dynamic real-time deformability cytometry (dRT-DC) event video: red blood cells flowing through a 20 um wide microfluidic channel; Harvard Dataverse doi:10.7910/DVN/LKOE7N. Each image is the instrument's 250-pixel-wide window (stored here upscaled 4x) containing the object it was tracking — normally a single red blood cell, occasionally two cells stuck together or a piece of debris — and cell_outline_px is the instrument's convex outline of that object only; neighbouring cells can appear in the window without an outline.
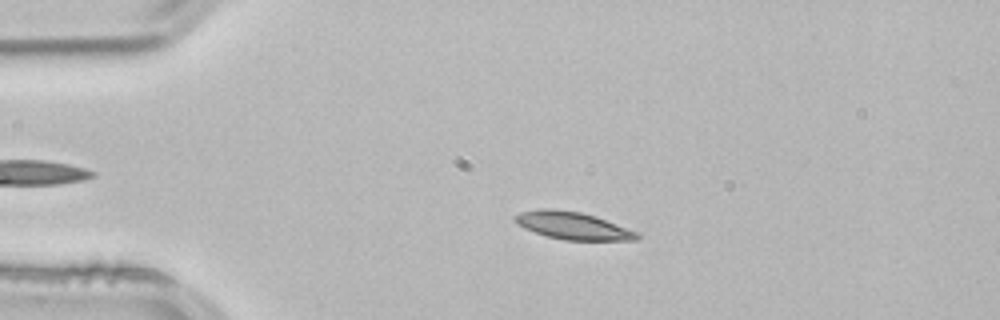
{"species": "common noctule bat (a hibernating species)", "species_latin": "Nyctalus noctula", "temperature_condition": "room temperature", "stored_images_in_passage": 53, "camera_frame_rate_fps": 3000, "um_per_image_px": 0.085, "animal": {"sex": "male", "body_mass_g": 21.5, "forearm_length_mm": 52.0}, "frame": {"image": 1, "passage_image": 11, "time_ms": 3.333, "image_size_px": [1000, 320], "cell_outline_px": [[640, 240], [564, 240], [548, 236], [524, 228], [516, 224], [516, 216], [520, 212], [540, 208], [552, 208], [580, 212], [596, 216], [640, 232]], "centroid_in_image_um": [48.75, 19.18], "position_along_channel_um": 36.2, "area_um2": 19.59}}
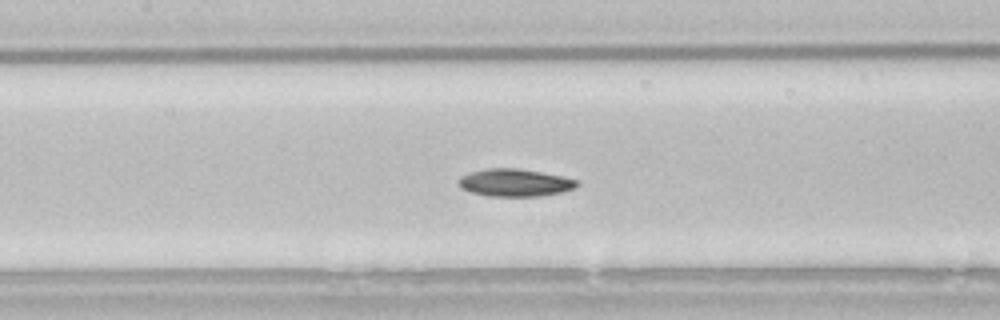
{"frame": {"image": 2, "passage_image": 24, "time_ms": 7.667, "image_size_px": [1000, 320], "cell_outline_px": [[580, 184], [576, 188], [564, 192], [540, 196], [488, 196], [472, 192], [460, 188], [460, 176], [484, 168], [516, 168], [540, 172], [580, 180]], "centroid_in_image_um": [43.82, 15.53], "position_along_channel_um": 163.6, "area_um2": 19.02}}
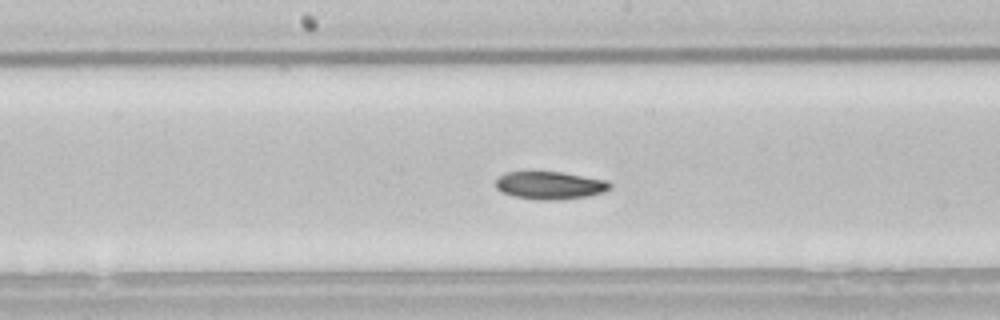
{"frame": {"image": 3, "passage_image": 27, "time_ms": 8.667, "image_size_px": [1000, 320], "cell_outline_px": [[612, 188], [604, 192], [588, 196], [560, 200], [540, 200], [516, 196], [500, 192], [496, 188], [496, 180], [500, 176], [508, 172], [564, 172], [608, 180], [612, 184]], "centroid_in_image_um": [46.8, 15.76], "position_along_channel_um": 201.4, "area_um2": 18.61}, "authors_computed_cell_mechanics": {"area_um2": 18.9006, "velocity_mm_per_s": 3.8036, "shape_relaxation_time_tau1_ms": 3.2018, "shape_relaxation_time_tau2_ms": null, "deformation_change_tau1": 0.1076, "deformation_change_tau2": null}}